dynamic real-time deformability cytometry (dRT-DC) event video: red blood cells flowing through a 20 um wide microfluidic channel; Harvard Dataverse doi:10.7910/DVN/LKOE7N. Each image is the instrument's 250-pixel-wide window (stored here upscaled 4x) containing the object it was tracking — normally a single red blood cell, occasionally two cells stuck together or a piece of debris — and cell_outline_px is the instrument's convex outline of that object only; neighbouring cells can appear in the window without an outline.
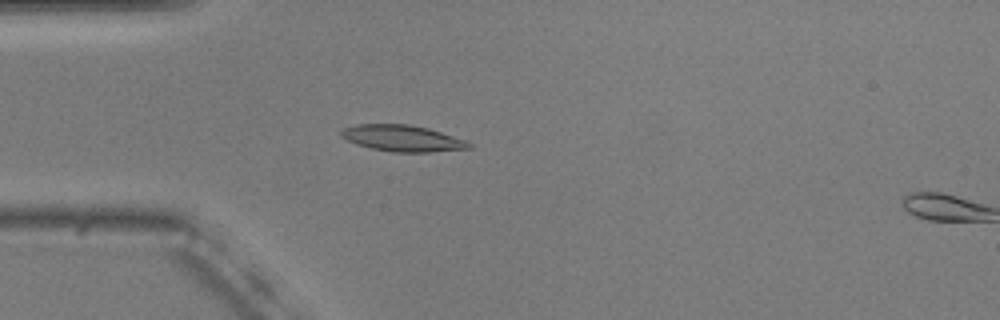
{"species": "common noctule bat (a hibernating species)", "species_latin": "Nyctalus noctula", "temperature_condition": "warm", "stored_images_in_passage": 17, "camera_frame_rate_fps": 3000, "um_per_image_px": 0.085, "animal": {"sex": "male", "body_mass_g": 20.5, "forearm_length_mm": 52.5}, "frame": {"image": 1, "passage_image": 15, "time_ms": 4.667, "image_size_px": [1000, 320], "cell_outline_px": [[472, 148], [432, 152], [392, 152], [372, 148], [356, 144], [340, 136], [340, 132], [344, 128], [356, 124], [408, 124], [428, 128], [468, 140], [472, 144]], "centroid_in_image_um": [34.25, 11.75], "position_along_channel_um": 50.8, "area_um2": 19.71}}